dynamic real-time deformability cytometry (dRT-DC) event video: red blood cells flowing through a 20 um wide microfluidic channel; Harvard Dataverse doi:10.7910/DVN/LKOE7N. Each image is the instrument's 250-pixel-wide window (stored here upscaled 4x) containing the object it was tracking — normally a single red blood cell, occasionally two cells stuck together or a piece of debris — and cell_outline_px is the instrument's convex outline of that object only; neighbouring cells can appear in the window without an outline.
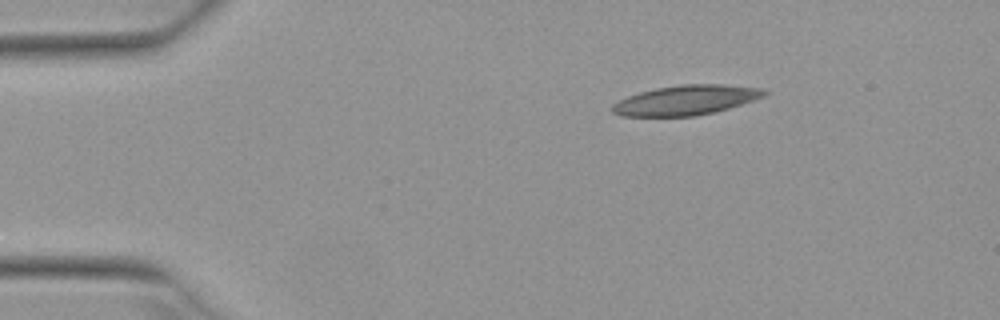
{"species": "Egyptian fruit bat (a non-hibernating species)", "species_latin": "Rousettus aegyptiacus", "temperature_condition": "warm", "stored_images_in_passage": 2, "camera_frame_rate_fps": 3000, "um_per_image_px": 0.085, "animal": {"sex": "female"}, "frame": {"image": 1, "passage_image": 2, "time_ms": 0.333, "image_size_px": [1000, 320], "cell_outline_px": [[768, 92], [764, 96], [728, 108], [696, 116], [620, 116], [612, 112], [612, 104], [628, 96], [640, 92], [656, 88], [680, 84], [724, 84], [760, 88]], "centroid_in_image_um": [58.27, 8.51], "position_along_channel_um": 26.7, "area_um2": 26.13}}